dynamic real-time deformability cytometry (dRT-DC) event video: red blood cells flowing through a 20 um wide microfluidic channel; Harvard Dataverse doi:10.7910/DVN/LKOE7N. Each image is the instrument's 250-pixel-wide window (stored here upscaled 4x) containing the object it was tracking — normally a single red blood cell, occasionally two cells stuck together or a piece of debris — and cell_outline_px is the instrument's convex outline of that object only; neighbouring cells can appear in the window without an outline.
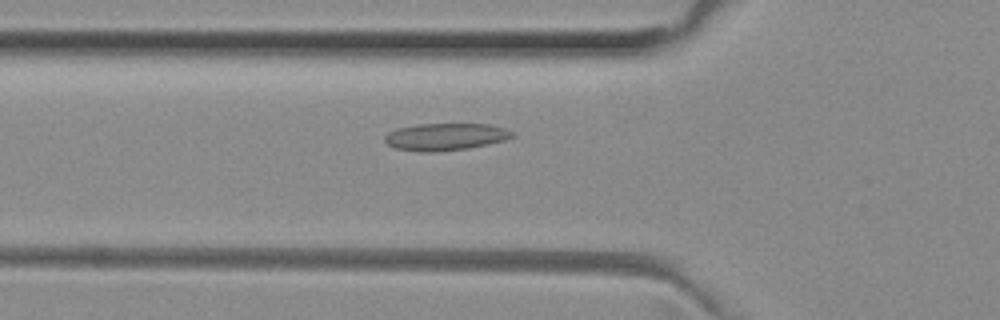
{"species": "common noctule bat (a hibernating species)", "species_latin": "Nyctalus noctula", "temperature_condition": "room temperature", "stored_images_in_passage": 51, "camera_frame_rate_fps": 3000, "um_per_image_px": 0.085, "animal": {"sex": "female", "body_mass_g": 29.2, "forearm_length_mm": 56.3}, "frame": {"image": 1, "passage_image": 18, "time_ms": 5.667, "image_size_px": [1000, 320], "cell_outline_px": [[516, 136], [504, 140], [488, 144], [468, 148], [432, 152], [420, 152], [396, 148], [388, 144], [384, 140], [384, 136], [388, 132], [396, 128], [416, 124], [488, 124], [504, 128], [512, 132]], "centroid_in_image_um": [37.84, 11.62], "position_along_channel_um": 88.0, "area_um2": 20.17}}
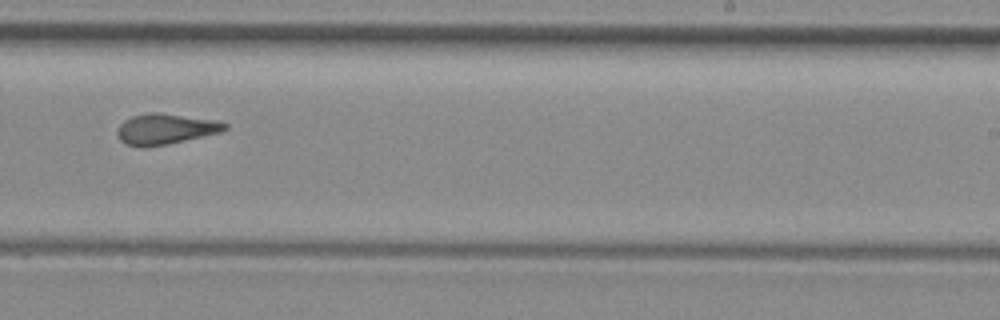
{"frame": {"image": 2, "passage_image": 32, "time_ms": 10.333, "image_size_px": [1000, 320], "cell_outline_px": [[228, 128], [220, 132], [168, 144], [144, 148], [140, 148], [124, 144], [120, 140], [116, 132], [120, 124], [124, 120], [132, 116], [148, 112], [156, 112], [216, 120], [228, 124]], "centroid_in_image_um": [14.02, 10.97], "position_along_channel_um": 275.0, "area_um2": 19.31}}
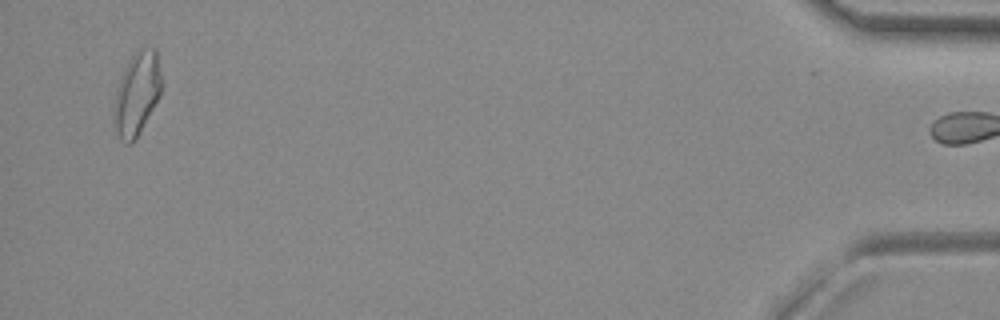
{"frame": {"image": 3, "passage_image": 50, "time_ms": 16.333, "image_size_px": [1000, 320], "cell_outline_px": [[164, 84], [160, 96], [136, 140], [132, 144], [124, 144], [120, 140], [112, 120], [112, 112], [116, 92], [120, 76], [124, 68], [132, 56], [136, 52], [144, 48], [156, 48]], "centroid_in_image_um": [11.65, 8.01], "position_along_channel_um": 423.6, "area_um2": 23.64}, "authors_computed_cell_mechanics": {"area_um2": 19.3052, "velocity_mm_per_s": 4.0097, "shape_relaxation_time_tau1_ms": null, "shape_relaxation_time_tau2_ms": 0.873, "deformation_change_tau1": null, "deformation_change_tau2": 0.0849}}